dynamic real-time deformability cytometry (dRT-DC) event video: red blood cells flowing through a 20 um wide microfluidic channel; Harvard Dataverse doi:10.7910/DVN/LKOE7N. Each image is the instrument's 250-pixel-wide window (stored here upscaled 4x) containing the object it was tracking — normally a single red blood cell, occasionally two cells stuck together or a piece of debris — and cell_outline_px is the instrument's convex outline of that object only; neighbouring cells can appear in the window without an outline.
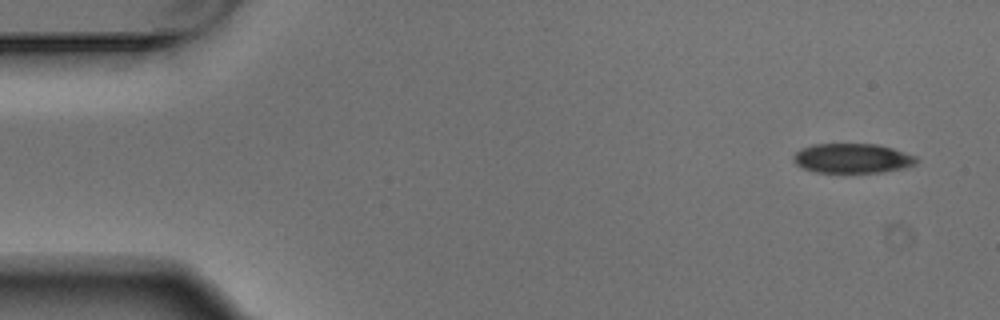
{"species": "Egyptian fruit bat (a non-hibernating species)", "species_latin": "Rousettus aegyptiacus", "temperature_condition": "warm", "stored_images_in_passage": 5, "camera_frame_rate_fps": 3000, "um_per_image_px": 0.085, "animal": {"sex": "male"}, "frame": {"image": 1, "passage_image": 1, "time_ms": 0.0, "image_size_px": [1000, 320], "cell_outline_px": [[920, 160], [916, 164], [904, 168], [884, 172], [816, 172], [800, 168], [796, 164], [792, 156], [796, 152], [812, 144], [876, 144], [892, 148], [916, 156]], "centroid_in_image_um": [72.47, 13.46], "position_along_channel_um": 12.5, "area_um2": 21.27}}
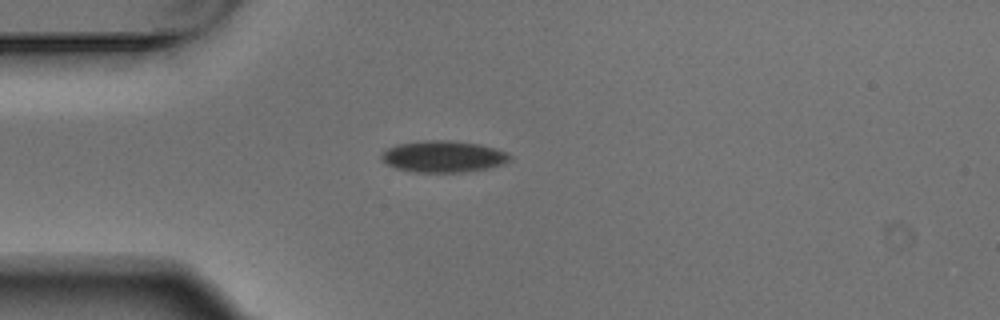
{"frame": {"image": 2, "passage_image": 4, "time_ms": 1.0, "image_size_px": [1000, 320], "cell_outline_px": [[512, 160], [504, 164], [488, 168], [464, 172], [416, 172], [396, 168], [380, 160], [380, 156], [388, 148], [396, 144], [424, 140], [452, 140], [480, 144], [504, 152], [512, 156]], "centroid_in_image_um": [37.68, 13.3], "position_along_channel_um": 47.3, "area_um2": 23.64}}